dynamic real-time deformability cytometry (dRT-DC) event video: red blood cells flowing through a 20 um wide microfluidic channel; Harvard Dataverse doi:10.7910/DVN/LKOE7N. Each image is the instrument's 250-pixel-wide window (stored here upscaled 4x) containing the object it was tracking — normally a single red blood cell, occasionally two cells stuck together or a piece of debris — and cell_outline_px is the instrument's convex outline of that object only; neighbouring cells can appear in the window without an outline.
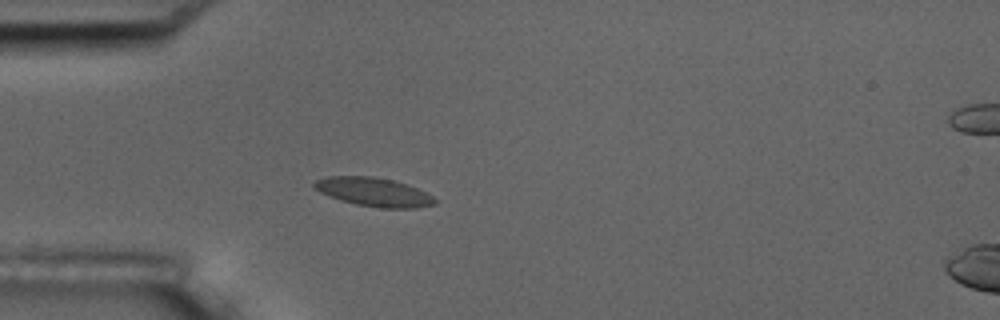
{"species": "common noctule bat (a hibernating species)", "species_latin": "Nyctalus noctula", "temperature_condition": "room temperature", "stored_images_in_passage": 3, "camera_frame_rate_fps": 3000, "um_per_image_px": 0.085, "animal": {"sex": "male", "body_mass_g": 17.5, "forearm_length_mm": 52.3}, "frame": {"image": 1, "passage_image": 3, "time_ms": 2.667, "image_size_px": [1000, 320], "cell_outline_px": [[436, 204], [416, 208], [380, 208], [356, 204], [340, 200], [320, 192], [312, 184], [316, 180], [328, 176], [372, 176], [392, 180], [408, 184], [432, 196], [436, 200]], "centroid_in_image_um": [31.77, 16.32], "position_along_channel_um": 53.2, "area_um2": 20.06}}